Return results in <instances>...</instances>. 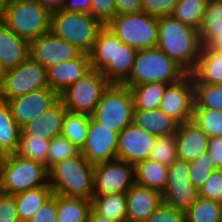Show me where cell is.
<instances>
[{"mask_svg":"<svg viewBox=\"0 0 222 222\" xmlns=\"http://www.w3.org/2000/svg\"><path fill=\"white\" fill-rule=\"evenodd\" d=\"M51 10L41 0L8 1L4 24L29 43L50 32Z\"/></svg>","mask_w":222,"mask_h":222,"instance_id":"52a82bcc","label":"cell"},{"mask_svg":"<svg viewBox=\"0 0 222 222\" xmlns=\"http://www.w3.org/2000/svg\"><path fill=\"white\" fill-rule=\"evenodd\" d=\"M209 0H177L172 16L199 30Z\"/></svg>","mask_w":222,"mask_h":222,"instance_id":"836d02e7","label":"cell"},{"mask_svg":"<svg viewBox=\"0 0 222 222\" xmlns=\"http://www.w3.org/2000/svg\"><path fill=\"white\" fill-rule=\"evenodd\" d=\"M90 115L66 111L63 118L61 135L82 150L87 140Z\"/></svg>","mask_w":222,"mask_h":222,"instance_id":"d6a6232c","label":"cell"},{"mask_svg":"<svg viewBox=\"0 0 222 222\" xmlns=\"http://www.w3.org/2000/svg\"><path fill=\"white\" fill-rule=\"evenodd\" d=\"M207 151L214 159L216 166L222 169V136L210 137Z\"/></svg>","mask_w":222,"mask_h":222,"instance_id":"681fc988","label":"cell"},{"mask_svg":"<svg viewBox=\"0 0 222 222\" xmlns=\"http://www.w3.org/2000/svg\"><path fill=\"white\" fill-rule=\"evenodd\" d=\"M157 48L187 74H191L197 65L202 45L198 30L169 15L159 18Z\"/></svg>","mask_w":222,"mask_h":222,"instance_id":"7a4b0ae2","label":"cell"},{"mask_svg":"<svg viewBox=\"0 0 222 222\" xmlns=\"http://www.w3.org/2000/svg\"><path fill=\"white\" fill-rule=\"evenodd\" d=\"M88 222H118V221H113V220L107 219L105 217H102V216L96 214L91 209Z\"/></svg>","mask_w":222,"mask_h":222,"instance_id":"f5cc1de1","label":"cell"},{"mask_svg":"<svg viewBox=\"0 0 222 222\" xmlns=\"http://www.w3.org/2000/svg\"><path fill=\"white\" fill-rule=\"evenodd\" d=\"M57 194H54L27 222H56Z\"/></svg>","mask_w":222,"mask_h":222,"instance_id":"7dc6e473","label":"cell"},{"mask_svg":"<svg viewBox=\"0 0 222 222\" xmlns=\"http://www.w3.org/2000/svg\"><path fill=\"white\" fill-rule=\"evenodd\" d=\"M54 195L49 185L14 195L20 222H27Z\"/></svg>","mask_w":222,"mask_h":222,"instance_id":"484cf974","label":"cell"},{"mask_svg":"<svg viewBox=\"0 0 222 222\" xmlns=\"http://www.w3.org/2000/svg\"><path fill=\"white\" fill-rule=\"evenodd\" d=\"M187 73L159 48L137 51L131 75L122 83L138 85L151 82L172 84Z\"/></svg>","mask_w":222,"mask_h":222,"instance_id":"8992f818","label":"cell"},{"mask_svg":"<svg viewBox=\"0 0 222 222\" xmlns=\"http://www.w3.org/2000/svg\"><path fill=\"white\" fill-rule=\"evenodd\" d=\"M0 222H20L14 195L0 192Z\"/></svg>","mask_w":222,"mask_h":222,"instance_id":"bcb514c9","label":"cell"},{"mask_svg":"<svg viewBox=\"0 0 222 222\" xmlns=\"http://www.w3.org/2000/svg\"><path fill=\"white\" fill-rule=\"evenodd\" d=\"M59 99L52 89L41 88L28 94L6 100L16 123L23 127L40 116Z\"/></svg>","mask_w":222,"mask_h":222,"instance_id":"ac0fdd59","label":"cell"},{"mask_svg":"<svg viewBox=\"0 0 222 222\" xmlns=\"http://www.w3.org/2000/svg\"><path fill=\"white\" fill-rule=\"evenodd\" d=\"M51 11L54 9H60L65 0H41Z\"/></svg>","mask_w":222,"mask_h":222,"instance_id":"816d5d0a","label":"cell"},{"mask_svg":"<svg viewBox=\"0 0 222 222\" xmlns=\"http://www.w3.org/2000/svg\"><path fill=\"white\" fill-rule=\"evenodd\" d=\"M157 136L131 123L118 134L117 159L135 166L149 158Z\"/></svg>","mask_w":222,"mask_h":222,"instance_id":"e0dca14e","label":"cell"},{"mask_svg":"<svg viewBox=\"0 0 222 222\" xmlns=\"http://www.w3.org/2000/svg\"><path fill=\"white\" fill-rule=\"evenodd\" d=\"M103 26L89 13L67 12L61 8L51 11L50 31L85 53L92 50Z\"/></svg>","mask_w":222,"mask_h":222,"instance_id":"5b68a950","label":"cell"},{"mask_svg":"<svg viewBox=\"0 0 222 222\" xmlns=\"http://www.w3.org/2000/svg\"><path fill=\"white\" fill-rule=\"evenodd\" d=\"M187 222H222V204L199 198L186 210Z\"/></svg>","mask_w":222,"mask_h":222,"instance_id":"8d00e7d4","label":"cell"},{"mask_svg":"<svg viewBox=\"0 0 222 222\" xmlns=\"http://www.w3.org/2000/svg\"><path fill=\"white\" fill-rule=\"evenodd\" d=\"M127 222H145L162 203V193L133 184L126 192Z\"/></svg>","mask_w":222,"mask_h":222,"instance_id":"ffe728a7","label":"cell"},{"mask_svg":"<svg viewBox=\"0 0 222 222\" xmlns=\"http://www.w3.org/2000/svg\"><path fill=\"white\" fill-rule=\"evenodd\" d=\"M50 140L32 135H20L19 156L34 160L45 165L47 169V155Z\"/></svg>","mask_w":222,"mask_h":222,"instance_id":"d590c367","label":"cell"},{"mask_svg":"<svg viewBox=\"0 0 222 222\" xmlns=\"http://www.w3.org/2000/svg\"><path fill=\"white\" fill-rule=\"evenodd\" d=\"M190 163L191 165L188 176L192 185L197 189L206 183L212 171L219 169L207 150L201 153Z\"/></svg>","mask_w":222,"mask_h":222,"instance_id":"f35d334b","label":"cell"},{"mask_svg":"<svg viewBox=\"0 0 222 222\" xmlns=\"http://www.w3.org/2000/svg\"><path fill=\"white\" fill-rule=\"evenodd\" d=\"M202 46H209L222 33V2L209 0L198 30Z\"/></svg>","mask_w":222,"mask_h":222,"instance_id":"1f68e13d","label":"cell"},{"mask_svg":"<svg viewBox=\"0 0 222 222\" xmlns=\"http://www.w3.org/2000/svg\"><path fill=\"white\" fill-rule=\"evenodd\" d=\"M199 197L222 204V169L212 171L206 183L199 188Z\"/></svg>","mask_w":222,"mask_h":222,"instance_id":"b9f144b4","label":"cell"},{"mask_svg":"<svg viewBox=\"0 0 222 222\" xmlns=\"http://www.w3.org/2000/svg\"><path fill=\"white\" fill-rule=\"evenodd\" d=\"M91 200L57 195L56 222H88Z\"/></svg>","mask_w":222,"mask_h":222,"instance_id":"4dcf8cb0","label":"cell"},{"mask_svg":"<svg viewBox=\"0 0 222 222\" xmlns=\"http://www.w3.org/2000/svg\"><path fill=\"white\" fill-rule=\"evenodd\" d=\"M145 222H187L186 211L170 207L162 202Z\"/></svg>","mask_w":222,"mask_h":222,"instance_id":"7bdbcfd3","label":"cell"},{"mask_svg":"<svg viewBox=\"0 0 222 222\" xmlns=\"http://www.w3.org/2000/svg\"><path fill=\"white\" fill-rule=\"evenodd\" d=\"M191 74L203 84H222V52L202 46L197 65Z\"/></svg>","mask_w":222,"mask_h":222,"instance_id":"d4e9b609","label":"cell"},{"mask_svg":"<svg viewBox=\"0 0 222 222\" xmlns=\"http://www.w3.org/2000/svg\"><path fill=\"white\" fill-rule=\"evenodd\" d=\"M175 140L178 159L191 162L207 150L209 137L191 120L178 125Z\"/></svg>","mask_w":222,"mask_h":222,"instance_id":"7402d4cb","label":"cell"},{"mask_svg":"<svg viewBox=\"0 0 222 222\" xmlns=\"http://www.w3.org/2000/svg\"><path fill=\"white\" fill-rule=\"evenodd\" d=\"M191 163L176 159L169 166L165 189L162 192V202L186 211L199 197V189L194 187L189 179L188 172Z\"/></svg>","mask_w":222,"mask_h":222,"instance_id":"7c38bea8","label":"cell"},{"mask_svg":"<svg viewBox=\"0 0 222 222\" xmlns=\"http://www.w3.org/2000/svg\"><path fill=\"white\" fill-rule=\"evenodd\" d=\"M169 166L146 159L134 166L135 184L163 192L168 177Z\"/></svg>","mask_w":222,"mask_h":222,"instance_id":"4316f807","label":"cell"},{"mask_svg":"<svg viewBox=\"0 0 222 222\" xmlns=\"http://www.w3.org/2000/svg\"><path fill=\"white\" fill-rule=\"evenodd\" d=\"M88 54L91 69L101 72L111 83L122 84L131 75L137 50L122 43L104 25Z\"/></svg>","mask_w":222,"mask_h":222,"instance_id":"6da1fadb","label":"cell"},{"mask_svg":"<svg viewBox=\"0 0 222 222\" xmlns=\"http://www.w3.org/2000/svg\"><path fill=\"white\" fill-rule=\"evenodd\" d=\"M81 152L66 137L59 135L50 140L47 155V170L65 159L78 155Z\"/></svg>","mask_w":222,"mask_h":222,"instance_id":"60d3db41","label":"cell"},{"mask_svg":"<svg viewBox=\"0 0 222 222\" xmlns=\"http://www.w3.org/2000/svg\"><path fill=\"white\" fill-rule=\"evenodd\" d=\"M8 0H0V24L5 21Z\"/></svg>","mask_w":222,"mask_h":222,"instance_id":"11a10c76","label":"cell"},{"mask_svg":"<svg viewBox=\"0 0 222 222\" xmlns=\"http://www.w3.org/2000/svg\"><path fill=\"white\" fill-rule=\"evenodd\" d=\"M6 102L4 97L3 79H0V105Z\"/></svg>","mask_w":222,"mask_h":222,"instance_id":"9f6ffc18","label":"cell"},{"mask_svg":"<svg viewBox=\"0 0 222 222\" xmlns=\"http://www.w3.org/2000/svg\"><path fill=\"white\" fill-rule=\"evenodd\" d=\"M4 73H5V70H4V68L2 67L1 62H0V79H3V78H4Z\"/></svg>","mask_w":222,"mask_h":222,"instance_id":"6f0895ef","label":"cell"},{"mask_svg":"<svg viewBox=\"0 0 222 222\" xmlns=\"http://www.w3.org/2000/svg\"><path fill=\"white\" fill-rule=\"evenodd\" d=\"M67 109L59 98L52 106L21 127V135H32L52 140L61 135L63 118Z\"/></svg>","mask_w":222,"mask_h":222,"instance_id":"44dd1931","label":"cell"},{"mask_svg":"<svg viewBox=\"0 0 222 222\" xmlns=\"http://www.w3.org/2000/svg\"><path fill=\"white\" fill-rule=\"evenodd\" d=\"M61 9L67 12L91 14V0H65Z\"/></svg>","mask_w":222,"mask_h":222,"instance_id":"f907efd6","label":"cell"},{"mask_svg":"<svg viewBox=\"0 0 222 222\" xmlns=\"http://www.w3.org/2000/svg\"><path fill=\"white\" fill-rule=\"evenodd\" d=\"M111 82L99 71L91 69L69 85L60 95L68 111L92 115Z\"/></svg>","mask_w":222,"mask_h":222,"instance_id":"30bf717a","label":"cell"},{"mask_svg":"<svg viewBox=\"0 0 222 222\" xmlns=\"http://www.w3.org/2000/svg\"><path fill=\"white\" fill-rule=\"evenodd\" d=\"M91 117L118 134L133 123L134 105L129 87L111 83L104 91Z\"/></svg>","mask_w":222,"mask_h":222,"instance_id":"9c48e42d","label":"cell"},{"mask_svg":"<svg viewBox=\"0 0 222 222\" xmlns=\"http://www.w3.org/2000/svg\"><path fill=\"white\" fill-rule=\"evenodd\" d=\"M48 87L47 69L30 56L17 67L5 70L3 78L5 100Z\"/></svg>","mask_w":222,"mask_h":222,"instance_id":"8fae6325","label":"cell"},{"mask_svg":"<svg viewBox=\"0 0 222 222\" xmlns=\"http://www.w3.org/2000/svg\"><path fill=\"white\" fill-rule=\"evenodd\" d=\"M194 105L193 75L186 74L165 88L159 108L179 124L192 120Z\"/></svg>","mask_w":222,"mask_h":222,"instance_id":"5bb4252c","label":"cell"},{"mask_svg":"<svg viewBox=\"0 0 222 222\" xmlns=\"http://www.w3.org/2000/svg\"><path fill=\"white\" fill-rule=\"evenodd\" d=\"M8 1H29V0H8Z\"/></svg>","mask_w":222,"mask_h":222,"instance_id":"680465c9","label":"cell"},{"mask_svg":"<svg viewBox=\"0 0 222 222\" xmlns=\"http://www.w3.org/2000/svg\"><path fill=\"white\" fill-rule=\"evenodd\" d=\"M143 12L153 17L172 15L177 0H142Z\"/></svg>","mask_w":222,"mask_h":222,"instance_id":"f6af8a7d","label":"cell"},{"mask_svg":"<svg viewBox=\"0 0 222 222\" xmlns=\"http://www.w3.org/2000/svg\"><path fill=\"white\" fill-rule=\"evenodd\" d=\"M178 158L175 134L157 136L149 159L170 166Z\"/></svg>","mask_w":222,"mask_h":222,"instance_id":"ab89813d","label":"cell"},{"mask_svg":"<svg viewBox=\"0 0 222 222\" xmlns=\"http://www.w3.org/2000/svg\"><path fill=\"white\" fill-rule=\"evenodd\" d=\"M158 21L145 12L128 13L116 15L106 26L122 43L139 51L157 47Z\"/></svg>","mask_w":222,"mask_h":222,"instance_id":"ba28073f","label":"cell"},{"mask_svg":"<svg viewBox=\"0 0 222 222\" xmlns=\"http://www.w3.org/2000/svg\"><path fill=\"white\" fill-rule=\"evenodd\" d=\"M21 127L12 116L7 102L0 105V154L16 153L19 147Z\"/></svg>","mask_w":222,"mask_h":222,"instance_id":"f1b7e54d","label":"cell"},{"mask_svg":"<svg viewBox=\"0 0 222 222\" xmlns=\"http://www.w3.org/2000/svg\"><path fill=\"white\" fill-rule=\"evenodd\" d=\"M91 15L107 25L117 15L115 0H91Z\"/></svg>","mask_w":222,"mask_h":222,"instance_id":"ee69618b","label":"cell"},{"mask_svg":"<svg viewBox=\"0 0 222 222\" xmlns=\"http://www.w3.org/2000/svg\"><path fill=\"white\" fill-rule=\"evenodd\" d=\"M133 123L155 136L175 134L179 123L160 108L134 110Z\"/></svg>","mask_w":222,"mask_h":222,"instance_id":"cb8c5ba5","label":"cell"},{"mask_svg":"<svg viewBox=\"0 0 222 222\" xmlns=\"http://www.w3.org/2000/svg\"><path fill=\"white\" fill-rule=\"evenodd\" d=\"M91 209L107 219L127 222L126 193L95 195L91 199Z\"/></svg>","mask_w":222,"mask_h":222,"instance_id":"83f0119b","label":"cell"},{"mask_svg":"<svg viewBox=\"0 0 222 222\" xmlns=\"http://www.w3.org/2000/svg\"><path fill=\"white\" fill-rule=\"evenodd\" d=\"M30 43L0 24V62L4 70L17 67L29 56Z\"/></svg>","mask_w":222,"mask_h":222,"instance_id":"603a6c76","label":"cell"},{"mask_svg":"<svg viewBox=\"0 0 222 222\" xmlns=\"http://www.w3.org/2000/svg\"><path fill=\"white\" fill-rule=\"evenodd\" d=\"M118 133L90 117L82 155L93 165L117 159Z\"/></svg>","mask_w":222,"mask_h":222,"instance_id":"9a60e30c","label":"cell"},{"mask_svg":"<svg viewBox=\"0 0 222 222\" xmlns=\"http://www.w3.org/2000/svg\"><path fill=\"white\" fill-rule=\"evenodd\" d=\"M49 185L45 165L16 153L3 155L0 162V192L17 193Z\"/></svg>","mask_w":222,"mask_h":222,"instance_id":"277c9868","label":"cell"},{"mask_svg":"<svg viewBox=\"0 0 222 222\" xmlns=\"http://www.w3.org/2000/svg\"><path fill=\"white\" fill-rule=\"evenodd\" d=\"M117 15L143 12L142 0H115Z\"/></svg>","mask_w":222,"mask_h":222,"instance_id":"c3c4849f","label":"cell"},{"mask_svg":"<svg viewBox=\"0 0 222 222\" xmlns=\"http://www.w3.org/2000/svg\"><path fill=\"white\" fill-rule=\"evenodd\" d=\"M208 47L214 51L222 52V33Z\"/></svg>","mask_w":222,"mask_h":222,"instance_id":"db71d44e","label":"cell"},{"mask_svg":"<svg viewBox=\"0 0 222 222\" xmlns=\"http://www.w3.org/2000/svg\"><path fill=\"white\" fill-rule=\"evenodd\" d=\"M192 121L210 138L222 136V111L193 108Z\"/></svg>","mask_w":222,"mask_h":222,"instance_id":"74e56055","label":"cell"},{"mask_svg":"<svg viewBox=\"0 0 222 222\" xmlns=\"http://www.w3.org/2000/svg\"><path fill=\"white\" fill-rule=\"evenodd\" d=\"M82 53L76 46L51 31L30 42V57L45 69L72 60Z\"/></svg>","mask_w":222,"mask_h":222,"instance_id":"2e32d148","label":"cell"},{"mask_svg":"<svg viewBox=\"0 0 222 222\" xmlns=\"http://www.w3.org/2000/svg\"><path fill=\"white\" fill-rule=\"evenodd\" d=\"M167 85V83L162 82L126 85L132 94L134 110H154L159 108Z\"/></svg>","mask_w":222,"mask_h":222,"instance_id":"f546056e","label":"cell"},{"mask_svg":"<svg viewBox=\"0 0 222 222\" xmlns=\"http://www.w3.org/2000/svg\"><path fill=\"white\" fill-rule=\"evenodd\" d=\"M94 167L80 152L48 170L49 186L54 194L91 200L94 196Z\"/></svg>","mask_w":222,"mask_h":222,"instance_id":"3957f363","label":"cell"},{"mask_svg":"<svg viewBox=\"0 0 222 222\" xmlns=\"http://www.w3.org/2000/svg\"><path fill=\"white\" fill-rule=\"evenodd\" d=\"M194 105L193 108H205L222 111V84L208 85L200 83L193 76Z\"/></svg>","mask_w":222,"mask_h":222,"instance_id":"e575fe53","label":"cell"},{"mask_svg":"<svg viewBox=\"0 0 222 222\" xmlns=\"http://www.w3.org/2000/svg\"><path fill=\"white\" fill-rule=\"evenodd\" d=\"M90 70L89 54L82 52L72 60L53 65L47 69L49 88L60 95L69 85L81 79Z\"/></svg>","mask_w":222,"mask_h":222,"instance_id":"d6986e66","label":"cell"},{"mask_svg":"<svg viewBox=\"0 0 222 222\" xmlns=\"http://www.w3.org/2000/svg\"><path fill=\"white\" fill-rule=\"evenodd\" d=\"M134 183V166L125 161L116 159L94 167V196L126 193Z\"/></svg>","mask_w":222,"mask_h":222,"instance_id":"4fadbf2b","label":"cell"}]
</instances>
